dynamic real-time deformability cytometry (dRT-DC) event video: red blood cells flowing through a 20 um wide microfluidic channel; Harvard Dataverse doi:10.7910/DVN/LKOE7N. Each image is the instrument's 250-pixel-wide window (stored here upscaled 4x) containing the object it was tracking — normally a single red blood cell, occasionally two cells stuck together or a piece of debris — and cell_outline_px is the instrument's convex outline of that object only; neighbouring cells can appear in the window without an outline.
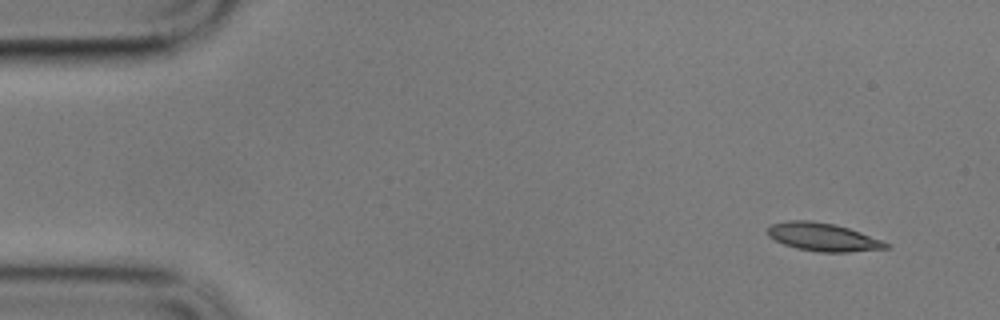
{"species": "common noctule bat (a hibernating species)", "species_latin": "Nyctalus noctula", "temperature_condition": "cold", "stored_images_in_passage": 55, "camera_frame_rate_fps": 3000, "um_per_image_px": 0.085, "animal": {"sex": "male", "body_mass_g": 17.9}, "frame": {"image": 1, "passage_image": 1, "time_ms": 0.0, "image_size_px": [1000, 320], "cell_outline_px": [[892, 244], [888, 248], [848, 252], [820, 252], [796, 248], [784, 244], [768, 236], [768, 228], [772, 224], [788, 220], [812, 220], [836, 224], [860, 232]], "centroid_in_image_um": [69.97, 20.14], "position_along_channel_um": 15.0, "area_um2": 19.36}}
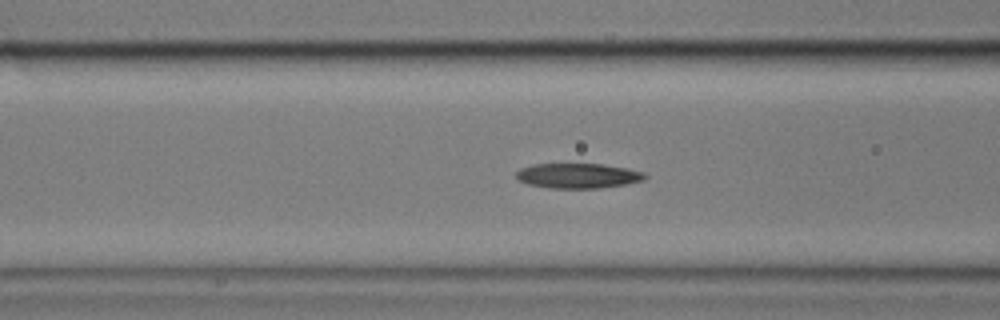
{"frame": {"image": 2, "passage_image": 19, "time_ms": 6.0, "image_size_px": [1000, 320], "cell_outline_px": [[648, 176], [644, 180], [624, 184], [600, 188], [552, 188], [528, 184], [520, 180], [516, 176], [516, 172], [520, 168], [532, 164], [604, 164], [628, 168], [644, 172]], "centroid_in_image_um": [49.15, 14.93], "position_along_channel_um": 117.4, "area_um2": 18.73}}
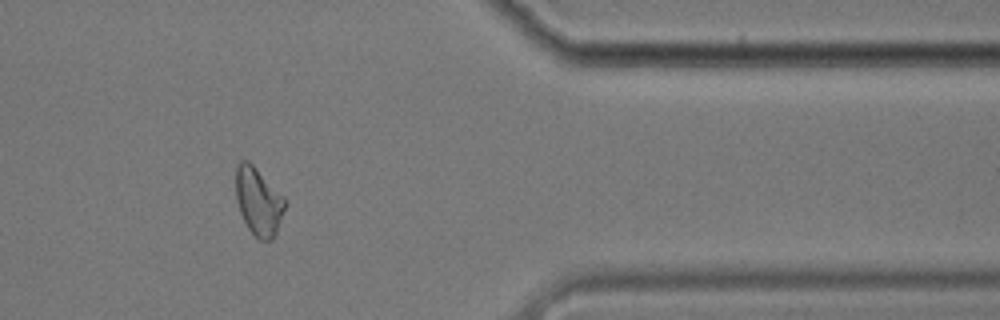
{"frame": {"image": 3, "passage_image": 45, "time_ms": 14.667, "image_size_px": [1000, 320], "cell_outline_px": [[288, 204], [276, 236], [272, 240], [260, 240], [248, 228], [240, 212], [236, 200], [236, 164], [240, 160], [248, 160], [288, 200]], "centroid_in_image_um": [22.01, 17.13], "position_along_channel_um": 389.4, "area_um2": 19.77}}